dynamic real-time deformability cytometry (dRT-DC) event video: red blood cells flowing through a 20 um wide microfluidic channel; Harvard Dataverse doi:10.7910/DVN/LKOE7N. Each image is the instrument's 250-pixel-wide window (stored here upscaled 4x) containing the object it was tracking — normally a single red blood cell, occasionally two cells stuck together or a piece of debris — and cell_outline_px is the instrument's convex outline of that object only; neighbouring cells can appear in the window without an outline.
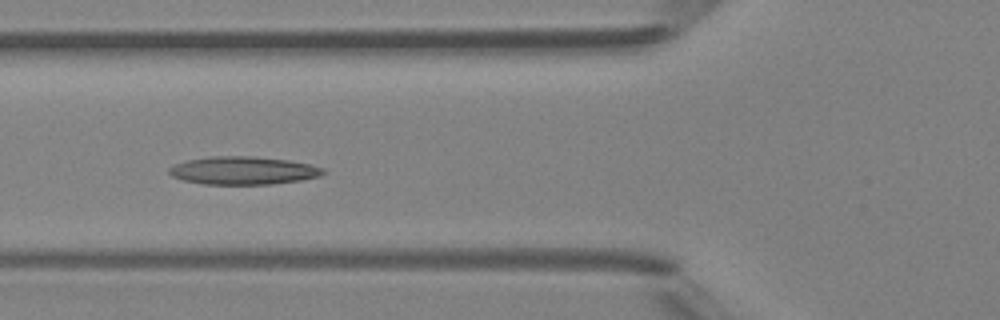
{"species": "Egyptian fruit bat (a non-hibernating species)", "species_latin": "Rousettus aegyptiacus", "temperature_condition": "room temperature", "stored_images_in_passage": 6, "camera_frame_rate_fps": 3000, "um_per_image_px": 0.085, "animal": {"sex": "female"}, "frame": {"image": 1, "passage_image": 5, "time_ms": 4.667, "image_size_px": [1000, 320], "cell_outline_px": [[328, 172], [320, 176], [300, 180], [272, 184], [204, 184], [184, 180], [172, 176], [168, 172], [168, 168], [176, 164], [188, 160], [212, 156], [252, 156], [288, 160], [308, 164], [324, 168]], "centroid_in_image_um": [20.7, 14.49], "position_along_channel_um": 105.1, "area_um2": 25.03}}
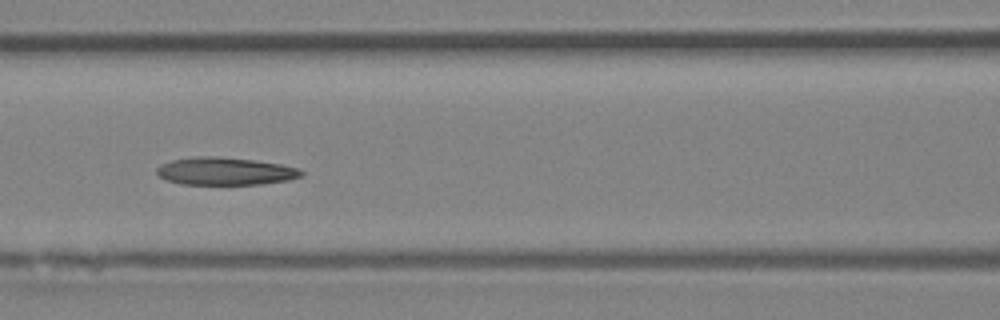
{"frame": {"image": 2, "passage_image": 6, "time_ms": 5.667, "image_size_px": [1000, 320], "cell_outline_px": [[304, 176], [288, 180], [260, 184], [180, 184], [168, 180], [160, 176], [156, 172], [156, 168], [160, 164], [172, 160], [192, 156], [216, 156], [252, 160], [280, 164], [296, 168], [304, 172]], "centroid_in_image_um": [19.12, 14.55], "position_along_channel_um": 147.5, "area_um2": 23.24}}